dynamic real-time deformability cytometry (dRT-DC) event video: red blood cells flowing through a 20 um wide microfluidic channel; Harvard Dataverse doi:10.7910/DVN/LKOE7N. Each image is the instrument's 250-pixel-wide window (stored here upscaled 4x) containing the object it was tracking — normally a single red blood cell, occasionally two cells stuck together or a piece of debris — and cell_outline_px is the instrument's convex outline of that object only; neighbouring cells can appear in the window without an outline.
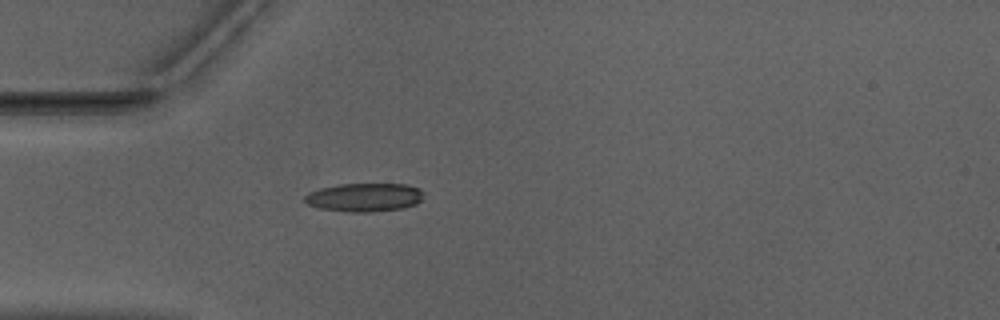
{"species": "Egyptian fruit bat (a non-hibernating species)", "species_latin": "Rousettus aegyptiacus", "temperature_condition": "warm", "stored_images_in_passage": 40, "camera_frame_rate_fps": 3000, "um_per_image_px": 0.085, "animal": {"sex": "male"}, "frame": {"image": 1, "passage_image": 3, "time_ms": 0.667, "image_size_px": [1000, 320], "cell_outline_px": [[424, 192], [420, 200], [416, 204], [400, 208], [372, 212], [348, 212], [320, 208], [308, 204], [304, 200], [304, 196], [308, 192], [320, 188], [336, 184], [408, 184], [420, 188]], "centroid_in_image_um": [30.96, 16.76], "position_along_channel_um": 54.0, "area_um2": 19.83}}
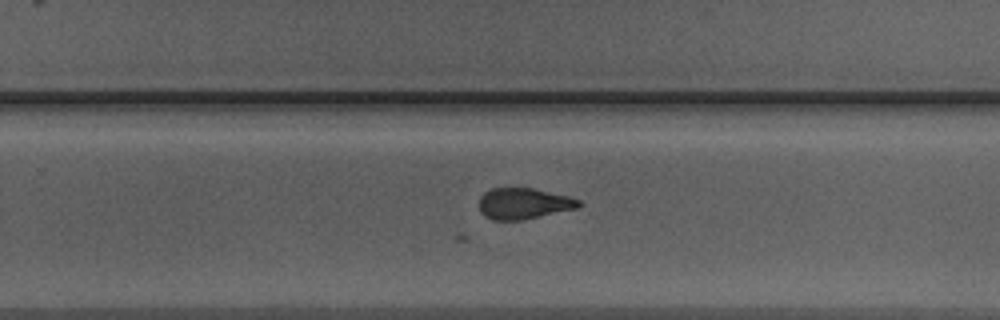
{"frame": {"image": 2, "passage_image": 21, "time_ms": 6.667, "image_size_px": [1000, 320], "cell_outline_px": [[584, 204], [576, 208], [520, 220], [492, 220], [484, 216], [480, 212], [480, 196], [484, 192], [492, 188], [532, 188], [572, 196], [580, 200]], "centroid_in_image_um": [44.52, 17.29], "position_along_channel_um": 285.3, "area_um2": 18.09}}
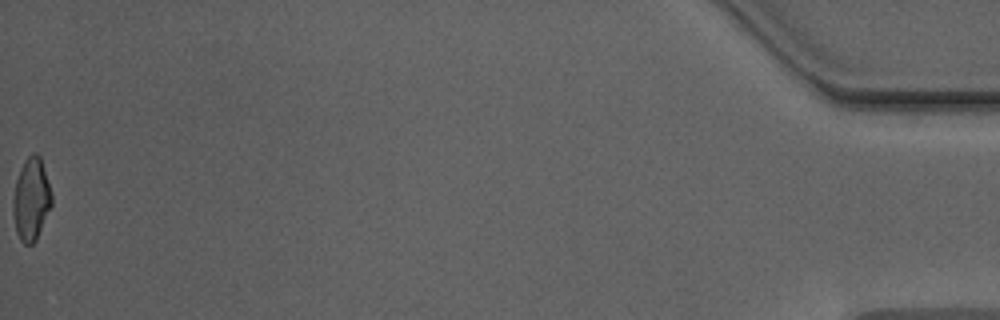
{"frame": {"image": 3, "passage_image": 40, "time_ms": 13.0, "image_size_px": [1000, 320], "cell_outline_px": [[52, 204], [36, 240], [32, 244], [24, 244], [20, 240], [16, 232], [12, 212], [12, 200], [16, 180], [20, 168], [24, 160], [32, 152], [36, 152], [40, 156], [52, 192]], "centroid_in_image_um": [2.64, 16.92], "position_along_channel_um": 432.6, "area_um2": 18.79}, "authors_computed_cell_mechanics": {"area_um2": 18.9584, "velocity_mm_per_s": 3.9792, "shape_relaxation_time_tau1_ms": null, "shape_relaxation_time_tau2_ms": 2.3338, "deformation_change_tau1": null, "deformation_change_tau2": 0.1057}}